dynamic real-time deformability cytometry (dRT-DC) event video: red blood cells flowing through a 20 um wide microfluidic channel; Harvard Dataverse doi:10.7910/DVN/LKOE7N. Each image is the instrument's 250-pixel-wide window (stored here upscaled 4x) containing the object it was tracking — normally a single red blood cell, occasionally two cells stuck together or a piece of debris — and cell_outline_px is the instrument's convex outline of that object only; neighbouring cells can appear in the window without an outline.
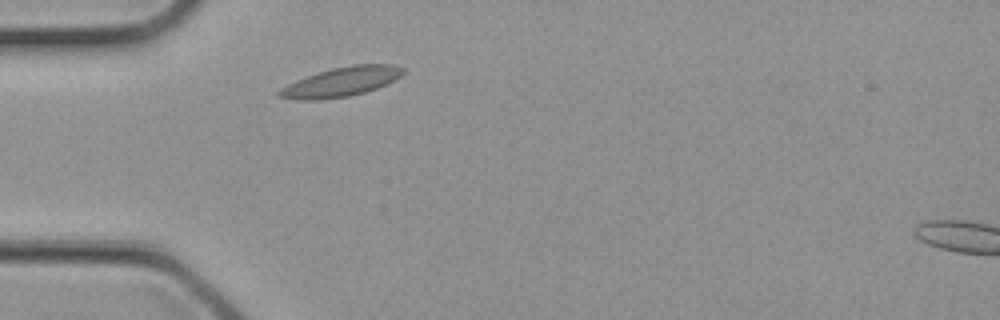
{"species": "common noctule bat (a hibernating species)", "species_latin": "Nyctalus noctula", "temperature_condition": "cold", "stored_images_in_passage": 6, "camera_frame_rate_fps": 3000, "um_per_image_px": 0.085, "animal": {"sex": "female", "body_mass_g": 21.9}, "frame": {"image": 1, "passage_image": 5, "time_ms": 1.333, "image_size_px": [1000, 320], "cell_outline_px": [[408, 72], [376, 88], [364, 92], [348, 96], [316, 100], [304, 100], [276, 96], [276, 92], [280, 88], [296, 80], [332, 68], [352, 64], [392, 64], [408, 68]], "centroid_in_image_um": [29.04, 6.94], "position_along_channel_um": 56.0, "area_um2": 21.1}}